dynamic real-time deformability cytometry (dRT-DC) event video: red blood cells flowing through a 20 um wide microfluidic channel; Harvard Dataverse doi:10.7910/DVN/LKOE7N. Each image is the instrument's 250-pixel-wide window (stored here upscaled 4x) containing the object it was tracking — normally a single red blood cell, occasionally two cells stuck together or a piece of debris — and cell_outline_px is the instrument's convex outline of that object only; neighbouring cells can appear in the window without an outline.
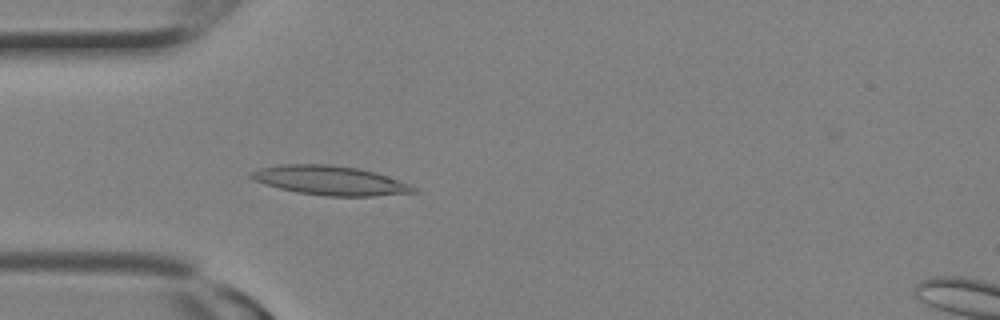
{"species": "Egyptian fruit bat (a non-hibernating species)", "species_latin": "Rousettus aegyptiacus", "temperature_condition": "room temperature", "stored_images_in_passage": 7, "camera_frame_rate_fps": 3000, "um_per_image_px": 0.085, "animal": {"sex": "female"}, "frame": {"image": 1, "passage_image": 7, "time_ms": 2.0, "image_size_px": [1000, 320], "cell_outline_px": [[420, 192], [376, 196], [324, 196], [296, 192], [264, 184], [252, 180], [248, 176], [248, 172], [260, 168], [284, 164], [328, 164], [356, 168], [372, 172], [408, 184], [416, 188]], "centroid_in_image_um": [27.99, 15.35], "position_along_channel_um": 57.0, "area_um2": 27.51}}